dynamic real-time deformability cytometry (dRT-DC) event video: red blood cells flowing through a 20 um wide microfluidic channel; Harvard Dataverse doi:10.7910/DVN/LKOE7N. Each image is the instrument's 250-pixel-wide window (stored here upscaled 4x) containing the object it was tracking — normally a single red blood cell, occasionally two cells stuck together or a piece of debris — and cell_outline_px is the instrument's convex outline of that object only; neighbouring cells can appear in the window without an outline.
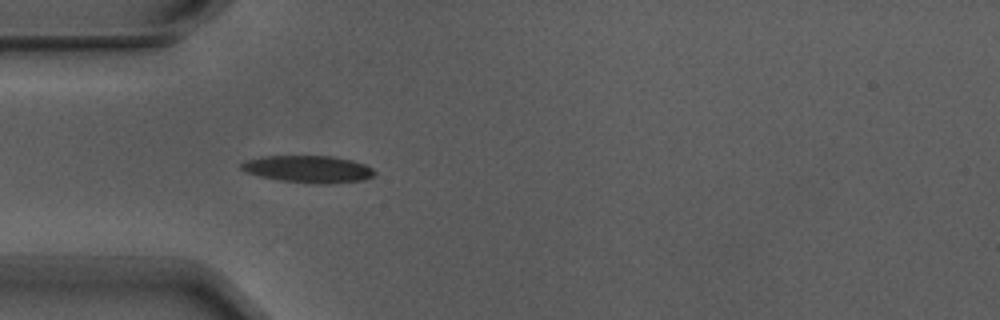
{"species": "Egyptian fruit bat (a non-hibernating species)", "species_latin": "Rousettus aegyptiacus", "temperature_condition": "warm", "stored_images_in_passage": 5, "camera_frame_rate_fps": 3000, "um_per_image_px": 0.085, "animal": {"sex": "male"}, "frame": {"image": 1, "passage_image": 5, "time_ms": 1.333, "image_size_px": [1000, 320], "cell_outline_px": [[376, 176], [364, 180], [332, 184], [312, 184], [280, 180], [260, 176], [244, 172], [240, 168], [240, 164], [244, 160], [260, 156], [332, 156], [352, 160], [364, 164], [372, 168], [376, 172]], "centroid_in_image_um": [26.21, 14.38], "position_along_channel_um": 58.8, "area_um2": 21.44}}